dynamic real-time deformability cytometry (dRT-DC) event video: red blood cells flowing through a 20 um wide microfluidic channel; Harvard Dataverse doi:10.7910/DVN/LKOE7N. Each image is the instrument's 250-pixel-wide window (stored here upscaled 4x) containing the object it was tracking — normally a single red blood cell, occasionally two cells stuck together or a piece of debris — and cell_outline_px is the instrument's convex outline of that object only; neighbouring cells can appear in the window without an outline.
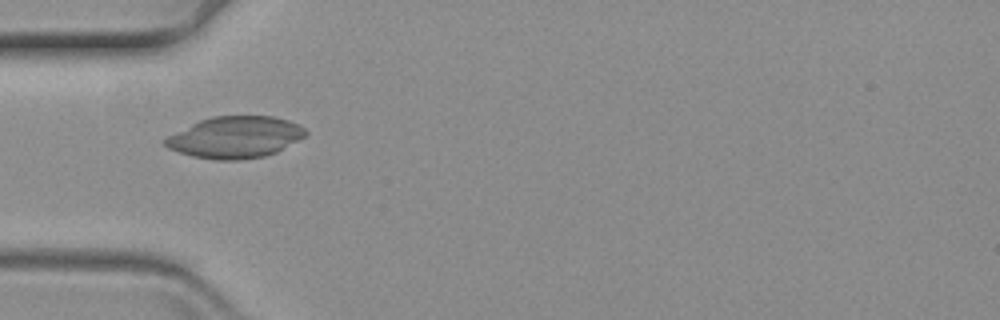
{"species": "common noctule bat (a hibernating species)", "species_latin": "Nyctalus noctula", "temperature_condition": "warm", "stored_images_in_passage": 46, "camera_frame_rate_fps": 3000, "um_per_image_px": 0.085, "animal": {"sex": "female", "body_mass_g": 19.3, "forearm_length_mm": 54.1}, "frame": {"image": 1, "passage_image": 5, "time_ms": 1.333, "image_size_px": [1000, 320], "cell_outline_px": [[308, 132], [304, 136], [276, 152], [264, 156], [240, 160], [216, 160], [192, 156], [168, 148], [164, 144], [164, 140], [168, 136], [200, 120], [212, 116], [272, 116], [288, 120], [300, 124]], "centroid_in_image_um": [20.0, 11.66], "position_along_channel_um": 65.0, "area_um2": 33.76}}
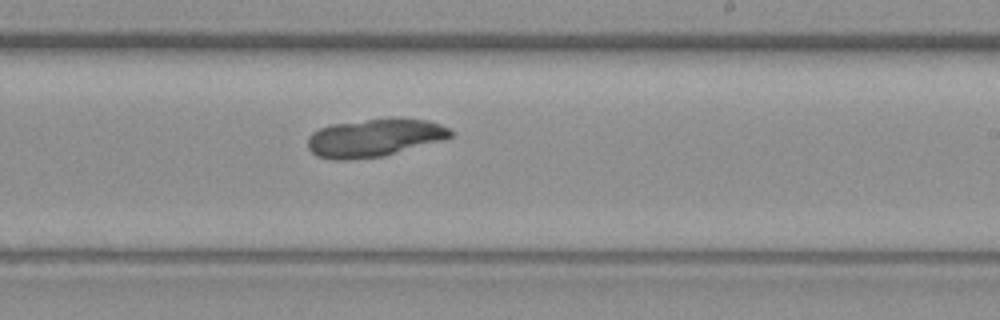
{"frame": {"image": 2, "passage_image": 22, "time_ms": 7.0, "image_size_px": [1000, 320], "cell_outline_px": [[452, 136], [444, 140], [384, 156], [348, 160], [332, 160], [316, 156], [308, 148], [308, 136], [312, 132], [320, 128], [332, 124], [392, 116], [428, 120], [440, 124], [448, 128], [452, 132]], "centroid_in_image_um": [31.83, 11.7], "position_along_channel_um": 257.2, "area_um2": 32.14}}
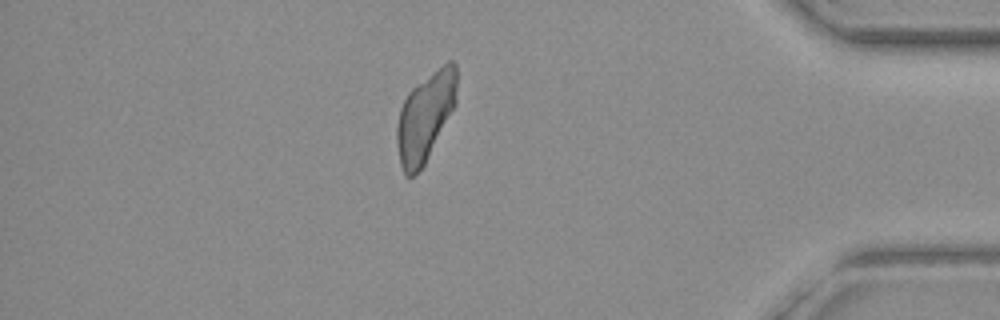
{"frame": {"image": 3, "passage_image": 38, "time_ms": 12.333, "image_size_px": [1000, 320], "cell_outline_px": [[456, 104], [424, 164], [412, 176], [404, 176], [400, 164], [396, 140], [396, 124], [400, 108], [408, 92], [412, 88], [448, 60], [452, 60], [456, 64]], "centroid_in_image_um": [36.13, 9.92], "position_along_channel_um": 399.1, "area_um2": 30.69}}